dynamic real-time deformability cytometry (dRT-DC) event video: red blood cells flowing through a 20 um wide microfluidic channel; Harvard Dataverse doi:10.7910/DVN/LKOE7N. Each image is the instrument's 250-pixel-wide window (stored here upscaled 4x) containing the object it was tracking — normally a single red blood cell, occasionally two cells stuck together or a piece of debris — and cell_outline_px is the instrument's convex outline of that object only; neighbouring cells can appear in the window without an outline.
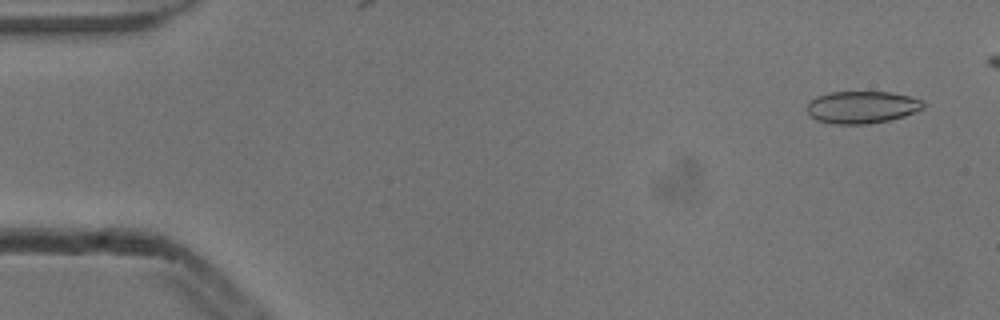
{"species": "common noctule bat (a hibernating species)", "species_latin": "Nyctalus noctula", "temperature_condition": "cold", "stored_images_in_passage": 5, "camera_frame_rate_fps": 3000, "um_per_image_px": 0.085, "animal": {"sex": "male", "body_mass_g": 13.3}, "frame": {"image": 1, "passage_image": 1, "time_ms": 0.0, "image_size_px": [1000, 320], "cell_outline_px": [[924, 108], [904, 116], [888, 120], [868, 124], [832, 124], [816, 120], [808, 116], [808, 104], [816, 96], [828, 92], [892, 92], [908, 96], [920, 100], [924, 104]], "centroid_in_image_um": [73.23, 9.11], "position_along_channel_um": 11.8, "area_um2": 21.85}}